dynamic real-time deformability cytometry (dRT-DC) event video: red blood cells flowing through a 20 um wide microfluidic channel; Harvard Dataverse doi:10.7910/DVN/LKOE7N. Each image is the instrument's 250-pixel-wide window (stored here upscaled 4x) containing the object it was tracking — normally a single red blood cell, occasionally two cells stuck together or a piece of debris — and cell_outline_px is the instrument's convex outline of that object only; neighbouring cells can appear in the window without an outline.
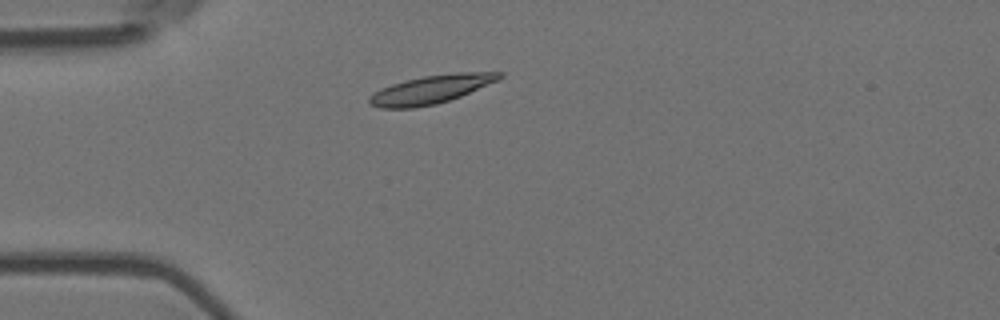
{"species": "Egyptian fruit bat (a non-hibernating species)", "species_latin": "Rousettus aegyptiacus", "temperature_condition": "room temperature", "stored_images_in_passage": 2, "camera_frame_rate_fps": 3000, "um_per_image_px": 0.085, "animal": {"sex": "female"}, "frame": {"image": 1, "passage_image": 1, "time_ms": 0.0, "image_size_px": [1000, 320], "cell_outline_px": [[504, 76], [500, 80], [460, 96], [436, 104], [412, 108], [380, 108], [372, 104], [368, 100], [368, 96], [372, 92], [380, 88], [392, 84], [424, 76], [456, 72], [504, 72]], "centroid_in_image_um": [36.66, 7.59], "position_along_channel_um": 48.3, "area_um2": 21.5}}